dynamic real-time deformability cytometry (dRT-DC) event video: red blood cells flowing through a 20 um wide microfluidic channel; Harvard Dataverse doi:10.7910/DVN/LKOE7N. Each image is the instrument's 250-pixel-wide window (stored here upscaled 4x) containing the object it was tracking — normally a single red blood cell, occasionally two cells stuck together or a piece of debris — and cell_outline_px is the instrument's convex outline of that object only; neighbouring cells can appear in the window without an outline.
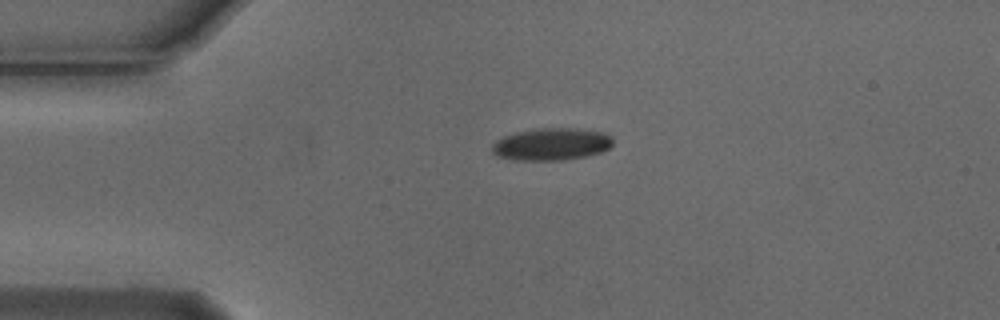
{"species": "Egyptian fruit bat (a non-hibernating species)", "species_latin": "Rousettus aegyptiacus", "temperature_condition": "cold", "stored_images_in_passage": 43, "camera_frame_rate_fps": 3000, "um_per_image_px": 0.085, "animal": {"sex": "male"}, "frame": {"image": 1, "passage_image": 1, "time_ms": 0.0, "image_size_px": [1000, 320], "cell_outline_px": [[612, 144], [608, 148], [600, 152], [584, 156], [564, 160], [512, 160], [496, 156], [492, 152], [492, 144], [496, 140], [504, 136], [516, 132], [540, 128], [572, 128], [604, 132], [612, 136]], "centroid_in_image_um": [46.84, 12.26], "position_along_channel_um": 38.2, "area_um2": 22.72}}
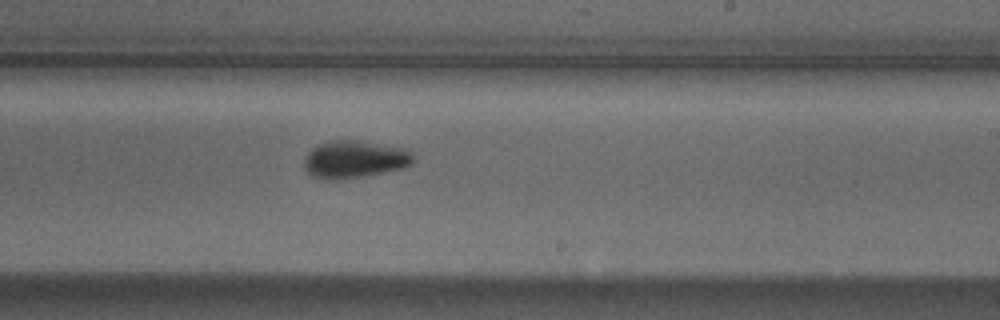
{"frame": {"image": 2, "passage_image": 21, "time_ms": 6.667, "image_size_px": [1000, 320], "cell_outline_px": [[416, 160], [412, 164], [404, 168], [384, 172], [336, 180], [312, 176], [304, 168], [304, 156], [316, 144], [328, 140], [356, 140], [408, 148], [416, 156]], "centroid_in_image_um": [30.17, 13.51], "position_along_channel_um": 258.8, "area_um2": 24.16}}
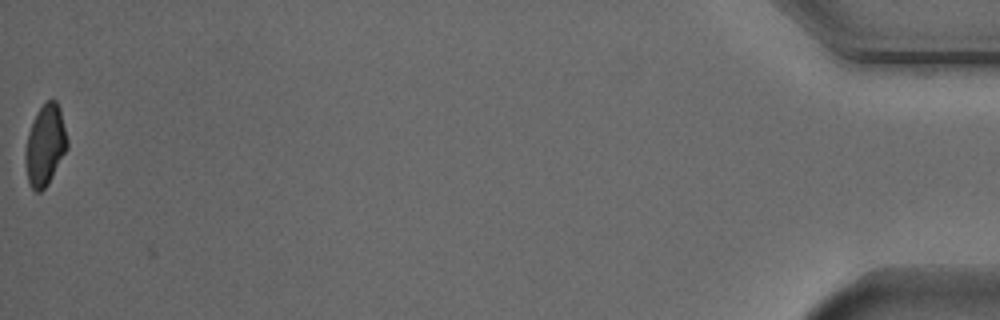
{"frame": {"image": 3, "passage_image": 43, "time_ms": 14.0, "image_size_px": [1000, 320], "cell_outline_px": [[68, 148], [48, 184], [40, 192], [36, 192], [28, 184], [24, 160], [24, 152], [28, 132], [36, 112], [48, 100], [56, 100], [60, 108], [68, 140]], "centroid_in_image_um": [3.83, 12.36], "position_along_channel_um": 431.4, "area_um2": 19.94}, "authors_computed_cell_mechanics": {"area_um2": 22.5998, "velocity_mm_per_s": 3.7797, "shape_relaxation_time_tau1_ms": 3.0814, "shape_relaxation_time_tau2_ms": null, "deformation_change_tau1": 0.0821, "deformation_change_tau2": null}}